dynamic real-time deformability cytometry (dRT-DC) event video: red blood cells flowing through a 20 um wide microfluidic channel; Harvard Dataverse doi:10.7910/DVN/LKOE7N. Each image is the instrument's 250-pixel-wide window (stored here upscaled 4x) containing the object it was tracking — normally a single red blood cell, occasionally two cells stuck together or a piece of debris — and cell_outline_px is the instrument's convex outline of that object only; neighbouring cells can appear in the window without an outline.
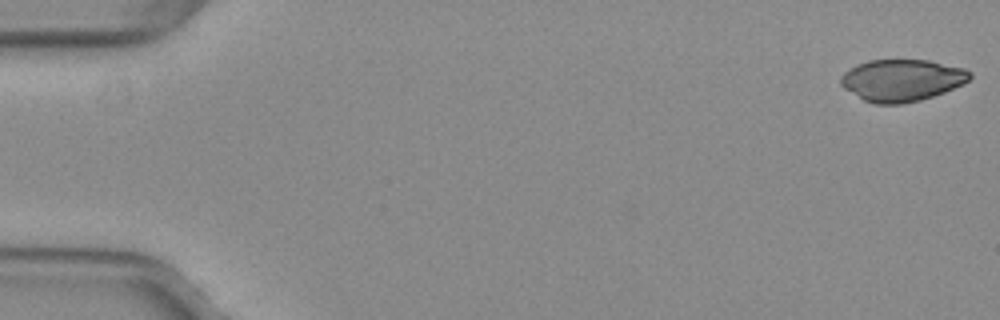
{"species": "common noctule bat (a hibernating species)", "species_latin": "Nyctalus noctula", "temperature_condition": "warm", "stored_images_in_passage": 52, "camera_frame_rate_fps": 3000, "um_per_image_px": 0.085, "animal": {"sex": "female", "body_mass_g": 29.2, "forearm_length_mm": 56.3}, "frame": {"image": 1, "passage_image": 1, "time_ms": 0.0, "image_size_px": [1000, 320], "cell_outline_px": [[972, 76], [964, 84], [944, 92], [920, 100], [900, 104], [872, 104], [864, 100], [844, 88], [840, 84], [840, 76], [844, 72], [856, 64], [868, 60], [928, 60], [964, 68], [972, 72]], "centroid_in_image_um": [76.65, 6.82], "position_along_channel_um": 8.4, "area_um2": 31.62}}